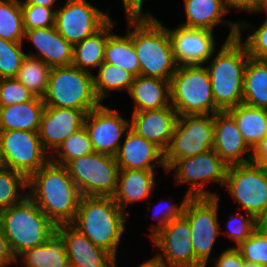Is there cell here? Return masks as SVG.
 Listing matches in <instances>:
<instances>
[{
    "instance_id": "obj_1",
    "label": "cell",
    "mask_w": 267,
    "mask_h": 267,
    "mask_svg": "<svg viewBox=\"0 0 267 267\" xmlns=\"http://www.w3.org/2000/svg\"><path fill=\"white\" fill-rule=\"evenodd\" d=\"M28 196L56 225L71 224L81 194L67 168L51 160L28 178Z\"/></svg>"
},
{
    "instance_id": "obj_2",
    "label": "cell",
    "mask_w": 267,
    "mask_h": 267,
    "mask_svg": "<svg viewBox=\"0 0 267 267\" xmlns=\"http://www.w3.org/2000/svg\"><path fill=\"white\" fill-rule=\"evenodd\" d=\"M126 218L112 196H81L71 225L116 258Z\"/></svg>"
},
{
    "instance_id": "obj_3",
    "label": "cell",
    "mask_w": 267,
    "mask_h": 267,
    "mask_svg": "<svg viewBox=\"0 0 267 267\" xmlns=\"http://www.w3.org/2000/svg\"><path fill=\"white\" fill-rule=\"evenodd\" d=\"M131 40L140 75L170 81L178 67L167 27L157 18H131Z\"/></svg>"
},
{
    "instance_id": "obj_4",
    "label": "cell",
    "mask_w": 267,
    "mask_h": 267,
    "mask_svg": "<svg viewBox=\"0 0 267 267\" xmlns=\"http://www.w3.org/2000/svg\"><path fill=\"white\" fill-rule=\"evenodd\" d=\"M211 59L212 61H207L210 64L206 68L215 106L220 111H227L242 104L244 72L249 59L244 45L237 37L225 40Z\"/></svg>"
},
{
    "instance_id": "obj_5",
    "label": "cell",
    "mask_w": 267,
    "mask_h": 267,
    "mask_svg": "<svg viewBox=\"0 0 267 267\" xmlns=\"http://www.w3.org/2000/svg\"><path fill=\"white\" fill-rule=\"evenodd\" d=\"M0 224L16 259L25 250L44 244L57 229L29 196L0 210Z\"/></svg>"
},
{
    "instance_id": "obj_6",
    "label": "cell",
    "mask_w": 267,
    "mask_h": 267,
    "mask_svg": "<svg viewBox=\"0 0 267 267\" xmlns=\"http://www.w3.org/2000/svg\"><path fill=\"white\" fill-rule=\"evenodd\" d=\"M170 102L178 116L220 112L215 106L206 65L177 67L170 79Z\"/></svg>"
},
{
    "instance_id": "obj_7",
    "label": "cell",
    "mask_w": 267,
    "mask_h": 267,
    "mask_svg": "<svg viewBox=\"0 0 267 267\" xmlns=\"http://www.w3.org/2000/svg\"><path fill=\"white\" fill-rule=\"evenodd\" d=\"M43 102L45 106L78 109L86 114L101 104L94 91L93 73L73 65L51 69Z\"/></svg>"
},
{
    "instance_id": "obj_8",
    "label": "cell",
    "mask_w": 267,
    "mask_h": 267,
    "mask_svg": "<svg viewBox=\"0 0 267 267\" xmlns=\"http://www.w3.org/2000/svg\"><path fill=\"white\" fill-rule=\"evenodd\" d=\"M65 167L81 196H113L116 192L119 166L113 155L94 151Z\"/></svg>"
},
{
    "instance_id": "obj_9",
    "label": "cell",
    "mask_w": 267,
    "mask_h": 267,
    "mask_svg": "<svg viewBox=\"0 0 267 267\" xmlns=\"http://www.w3.org/2000/svg\"><path fill=\"white\" fill-rule=\"evenodd\" d=\"M228 165L213 150L196 156L174 160L167 173L173 171L176 184H190L186 192L190 197H218L217 193L208 190L205 184L224 185Z\"/></svg>"
},
{
    "instance_id": "obj_10",
    "label": "cell",
    "mask_w": 267,
    "mask_h": 267,
    "mask_svg": "<svg viewBox=\"0 0 267 267\" xmlns=\"http://www.w3.org/2000/svg\"><path fill=\"white\" fill-rule=\"evenodd\" d=\"M214 115L178 116L164 162L168 167L174 160L189 158L213 149Z\"/></svg>"
},
{
    "instance_id": "obj_11",
    "label": "cell",
    "mask_w": 267,
    "mask_h": 267,
    "mask_svg": "<svg viewBox=\"0 0 267 267\" xmlns=\"http://www.w3.org/2000/svg\"><path fill=\"white\" fill-rule=\"evenodd\" d=\"M224 187L246 213L256 219L267 208V168L253 162L230 165Z\"/></svg>"
},
{
    "instance_id": "obj_12",
    "label": "cell",
    "mask_w": 267,
    "mask_h": 267,
    "mask_svg": "<svg viewBox=\"0 0 267 267\" xmlns=\"http://www.w3.org/2000/svg\"><path fill=\"white\" fill-rule=\"evenodd\" d=\"M218 197H190L183 215L188 219L195 257L206 267L216 239L222 232L218 221Z\"/></svg>"
},
{
    "instance_id": "obj_13",
    "label": "cell",
    "mask_w": 267,
    "mask_h": 267,
    "mask_svg": "<svg viewBox=\"0 0 267 267\" xmlns=\"http://www.w3.org/2000/svg\"><path fill=\"white\" fill-rule=\"evenodd\" d=\"M0 150L4 167L27 178L51 160L35 132L0 131Z\"/></svg>"
},
{
    "instance_id": "obj_14",
    "label": "cell",
    "mask_w": 267,
    "mask_h": 267,
    "mask_svg": "<svg viewBox=\"0 0 267 267\" xmlns=\"http://www.w3.org/2000/svg\"><path fill=\"white\" fill-rule=\"evenodd\" d=\"M56 10L57 32L73 46L99 31L111 18L87 0H67Z\"/></svg>"
},
{
    "instance_id": "obj_15",
    "label": "cell",
    "mask_w": 267,
    "mask_h": 267,
    "mask_svg": "<svg viewBox=\"0 0 267 267\" xmlns=\"http://www.w3.org/2000/svg\"><path fill=\"white\" fill-rule=\"evenodd\" d=\"M161 253L156 256L167 267H205L196 257L191 241L188 219H173L150 238Z\"/></svg>"
},
{
    "instance_id": "obj_16",
    "label": "cell",
    "mask_w": 267,
    "mask_h": 267,
    "mask_svg": "<svg viewBox=\"0 0 267 267\" xmlns=\"http://www.w3.org/2000/svg\"><path fill=\"white\" fill-rule=\"evenodd\" d=\"M84 127L95 152L115 156L122 136L130 128V120L124 119L118 110L101 103L86 114Z\"/></svg>"
},
{
    "instance_id": "obj_17",
    "label": "cell",
    "mask_w": 267,
    "mask_h": 267,
    "mask_svg": "<svg viewBox=\"0 0 267 267\" xmlns=\"http://www.w3.org/2000/svg\"><path fill=\"white\" fill-rule=\"evenodd\" d=\"M167 30L178 66L205 65L216 53V39L211 30L182 25Z\"/></svg>"
},
{
    "instance_id": "obj_18",
    "label": "cell",
    "mask_w": 267,
    "mask_h": 267,
    "mask_svg": "<svg viewBox=\"0 0 267 267\" xmlns=\"http://www.w3.org/2000/svg\"><path fill=\"white\" fill-rule=\"evenodd\" d=\"M85 117L82 110L45 106L38 131L44 149L53 154L68 137L84 126Z\"/></svg>"
},
{
    "instance_id": "obj_19",
    "label": "cell",
    "mask_w": 267,
    "mask_h": 267,
    "mask_svg": "<svg viewBox=\"0 0 267 267\" xmlns=\"http://www.w3.org/2000/svg\"><path fill=\"white\" fill-rule=\"evenodd\" d=\"M214 134L213 150L228 166L251 162L252 149L227 111L214 114Z\"/></svg>"
},
{
    "instance_id": "obj_20",
    "label": "cell",
    "mask_w": 267,
    "mask_h": 267,
    "mask_svg": "<svg viewBox=\"0 0 267 267\" xmlns=\"http://www.w3.org/2000/svg\"><path fill=\"white\" fill-rule=\"evenodd\" d=\"M177 120L178 113L170 105L162 109L133 112L130 128L165 151L170 144Z\"/></svg>"
},
{
    "instance_id": "obj_21",
    "label": "cell",
    "mask_w": 267,
    "mask_h": 267,
    "mask_svg": "<svg viewBox=\"0 0 267 267\" xmlns=\"http://www.w3.org/2000/svg\"><path fill=\"white\" fill-rule=\"evenodd\" d=\"M125 140L120 144L115 155L119 169L156 170V165L167 171L164 151L155 143L144 139L131 128L125 133ZM156 162V164H155Z\"/></svg>"
},
{
    "instance_id": "obj_22",
    "label": "cell",
    "mask_w": 267,
    "mask_h": 267,
    "mask_svg": "<svg viewBox=\"0 0 267 267\" xmlns=\"http://www.w3.org/2000/svg\"><path fill=\"white\" fill-rule=\"evenodd\" d=\"M57 230L66 242L70 267H115L116 259L105 249L94 245L71 224H61Z\"/></svg>"
},
{
    "instance_id": "obj_23",
    "label": "cell",
    "mask_w": 267,
    "mask_h": 267,
    "mask_svg": "<svg viewBox=\"0 0 267 267\" xmlns=\"http://www.w3.org/2000/svg\"><path fill=\"white\" fill-rule=\"evenodd\" d=\"M25 39L37 49V53L27 55L39 58L51 68L72 65L74 46L57 32L55 26L25 30Z\"/></svg>"
},
{
    "instance_id": "obj_24",
    "label": "cell",
    "mask_w": 267,
    "mask_h": 267,
    "mask_svg": "<svg viewBox=\"0 0 267 267\" xmlns=\"http://www.w3.org/2000/svg\"><path fill=\"white\" fill-rule=\"evenodd\" d=\"M186 21L182 26L214 31L218 24H226L230 32L226 40L234 39L238 33V21L223 20V16L230 12L223 0H183Z\"/></svg>"
},
{
    "instance_id": "obj_25",
    "label": "cell",
    "mask_w": 267,
    "mask_h": 267,
    "mask_svg": "<svg viewBox=\"0 0 267 267\" xmlns=\"http://www.w3.org/2000/svg\"><path fill=\"white\" fill-rule=\"evenodd\" d=\"M155 170L119 169L114 202L124 213L134 202L147 199L156 188Z\"/></svg>"
},
{
    "instance_id": "obj_26",
    "label": "cell",
    "mask_w": 267,
    "mask_h": 267,
    "mask_svg": "<svg viewBox=\"0 0 267 267\" xmlns=\"http://www.w3.org/2000/svg\"><path fill=\"white\" fill-rule=\"evenodd\" d=\"M134 100L133 112L166 108L170 102V81L137 76L128 91Z\"/></svg>"
},
{
    "instance_id": "obj_27",
    "label": "cell",
    "mask_w": 267,
    "mask_h": 267,
    "mask_svg": "<svg viewBox=\"0 0 267 267\" xmlns=\"http://www.w3.org/2000/svg\"><path fill=\"white\" fill-rule=\"evenodd\" d=\"M45 109L43 98L0 107V131L19 130L38 133Z\"/></svg>"
},
{
    "instance_id": "obj_28",
    "label": "cell",
    "mask_w": 267,
    "mask_h": 267,
    "mask_svg": "<svg viewBox=\"0 0 267 267\" xmlns=\"http://www.w3.org/2000/svg\"><path fill=\"white\" fill-rule=\"evenodd\" d=\"M19 258L24 267H70L66 242L57 229L44 244L21 253L16 262H19Z\"/></svg>"
},
{
    "instance_id": "obj_29",
    "label": "cell",
    "mask_w": 267,
    "mask_h": 267,
    "mask_svg": "<svg viewBox=\"0 0 267 267\" xmlns=\"http://www.w3.org/2000/svg\"><path fill=\"white\" fill-rule=\"evenodd\" d=\"M114 23L110 19L99 31L74 45L72 65L88 71L98 68L104 61L107 38L113 33Z\"/></svg>"
},
{
    "instance_id": "obj_30",
    "label": "cell",
    "mask_w": 267,
    "mask_h": 267,
    "mask_svg": "<svg viewBox=\"0 0 267 267\" xmlns=\"http://www.w3.org/2000/svg\"><path fill=\"white\" fill-rule=\"evenodd\" d=\"M227 112L236 121L244 141L252 150L267 136V109L242 103Z\"/></svg>"
},
{
    "instance_id": "obj_31",
    "label": "cell",
    "mask_w": 267,
    "mask_h": 267,
    "mask_svg": "<svg viewBox=\"0 0 267 267\" xmlns=\"http://www.w3.org/2000/svg\"><path fill=\"white\" fill-rule=\"evenodd\" d=\"M129 32L125 35L112 33L107 38L104 61L129 71L135 77L140 75V63L131 40V18H127Z\"/></svg>"
},
{
    "instance_id": "obj_32",
    "label": "cell",
    "mask_w": 267,
    "mask_h": 267,
    "mask_svg": "<svg viewBox=\"0 0 267 267\" xmlns=\"http://www.w3.org/2000/svg\"><path fill=\"white\" fill-rule=\"evenodd\" d=\"M242 103L267 109V60L249 57L244 72Z\"/></svg>"
},
{
    "instance_id": "obj_33",
    "label": "cell",
    "mask_w": 267,
    "mask_h": 267,
    "mask_svg": "<svg viewBox=\"0 0 267 267\" xmlns=\"http://www.w3.org/2000/svg\"><path fill=\"white\" fill-rule=\"evenodd\" d=\"M97 72V75L93 74V86L100 102L108 97L111 90L128 92L135 78L129 71L106 62L98 67Z\"/></svg>"
},
{
    "instance_id": "obj_34",
    "label": "cell",
    "mask_w": 267,
    "mask_h": 267,
    "mask_svg": "<svg viewBox=\"0 0 267 267\" xmlns=\"http://www.w3.org/2000/svg\"><path fill=\"white\" fill-rule=\"evenodd\" d=\"M51 69L39 58L26 55L15 79L36 97L43 98L47 90Z\"/></svg>"
},
{
    "instance_id": "obj_35",
    "label": "cell",
    "mask_w": 267,
    "mask_h": 267,
    "mask_svg": "<svg viewBox=\"0 0 267 267\" xmlns=\"http://www.w3.org/2000/svg\"><path fill=\"white\" fill-rule=\"evenodd\" d=\"M24 35L21 0H0V38L23 42Z\"/></svg>"
},
{
    "instance_id": "obj_36",
    "label": "cell",
    "mask_w": 267,
    "mask_h": 267,
    "mask_svg": "<svg viewBox=\"0 0 267 267\" xmlns=\"http://www.w3.org/2000/svg\"><path fill=\"white\" fill-rule=\"evenodd\" d=\"M28 178L9 168L0 169V210L18 204L28 196ZM23 190V191H22ZM20 191V192H19Z\"/></svg>"
},
{
    "instance_id": "obj_37",
    "label": "cell",
    "mask_w": 267,
    "mask_h": 267,
    "mask_svg": "<svg viewBox=\"0 0 267 267\" xmlns=\"http://www.w3.org/2000/svg\"><path fill=\"white\" fill-rule=\"evenodd\" d=\"M94 152L89 135L83 126L68 137L60 147L51 154V161L65 166L69 161ZM57 154V155H55Z\"/></svg>"
},
{
    "instance_id": "obj_38",
    "label": "cell",
    "mask_w": 267,
    "mask_h": 267,
    "mask_svg": "<svg viewBox=\"0 0 267 267\" xmlns=\"http://www.w3.org/2000/svg\"><path fill=\"white\" fill-rule=\"evenodd\" d=\"M267 13V11H266ZM249 22L243 21L238 22V33L237 38L246 48V51L250 58L258 60H267V16L265 21L259 27H251L253 30L252 34H249L245 41H242V33L246 28H250ZM256 28V29H255Z\"/></svg>"
},
{
    "instance_id": "obj_39",
    "label": "cell",
    "mask_w": 267,
    "mask_h": 267,
    "mask_svg": "<svg viewBox=\"0 0 267 267\" xmlns=\"http://www.w3.org/2000/svg\"><path fill=\"white\" fill-rule=\"evenodd\" d=\"M23 42H13L0 38V79L15 78L23 58Z\"/></svg>"
},
{
    "instance_id": "obj_40",
    "label": "cell",
    "mask_w": 267,
    "mask_h": 267,
    "mask_svg": "<svg viewBox=\"0 0 267 267\" xmlns=\"http://www.w3.org/2000/svg\"><path fill=\"white\" fill-rule=\"evenodd\" d=\"M236 248L244 261L267 267V233L257 228Z\"/></svg>"
},
{
    "instance_id": "obj_41",
    "label": "cell",
    "mask_w": 267,
    "mask_h": 267,
    "mask_svg": "<svg viewBox=\"0 0 267 267\" xmlns=\"http://www.w3.org/2000/svg\"><path fill=\"white\" fill-rule=\"evenodd\" d=\"M24 29L55 26L56 10L40 5L21 4Z\"/></svg>"
},
{
    "instance_id": "obj_42",
    "label": "cell",
    "mask_w": 267,
    "mask_h": 267,
    "mask_svg": "<svg viewBox=\"0 0 267 267\" xmlns=\"http://www.w3.org/2000/svg\"><path fill=\"white\" fill-rule=\"evenodd\" d=\"M244 213L245 215H239L240 212L230 214L231 217L227 220L228 229L225 232L237 247L257 229V219L249 213Z\"/></svg>"
},
{
    "instance_id": "obj_43",
    "label": "cell",
    "mask_w": 267,
    "mask_h": 267,
    "mask_svg": "<svg viewBox=\"0 0 267 267\" xmlns=\"http://www.w3.org/2000/svg\"><path fill=\"white\" fill-rule=\"evenodd\" d=\"M35 97L17 79H0V107L24 103L33 100Z\"/></svg>"
},
{
    "instance_id": "obj_44",
    "label": "cell",
    "mask_w": 267,
    "mask_h": 267,
    "mask_svg": "<svg viewBox=\"0 0 267 267\" xmlns=\"http://www.w3.org/2000/svg\"><path fill=\"white\" fill-rule=\"evenodd\" d=\"M190 196L186 193L181 204L176 205L175 203H167L165 200L160 202L159 205H155L153 208L156 209L153 211V217L158 222V224H153L151 226V233L149 234V238H151L156 232L164 228L168 223H170L173 219L180 218L186 206L187 201ZM166 204H165V203ZM165 204V205H164ZM158 209L157 207L160 206Z\"/></svg>"
},
{
    "instance_id": "obj_45",
    "label": "cell",
    "mask_w": 267,
    "mask_h": 267,
    "mask_svg": "<svg viewBox=\"0 0 267 267\" xmlns=\"http://www.w3.org/2000/svg\"><path fill=\"white\" fill-rule=\"evenodd\" d=\"M214 267H243L244 260L240 251L235 247H228L224 250L218 259L212 260Z\"/></svg>"
},
{
    "instance_id": "obj_46",
    "label": "cell",
    "mask_w": 267,
    "mask_h": 267,
    "mask_svg": "<svg viewBox=\"0 0 267 267\" xmlns=\"http://www.w3.org/2000/svg\"><path fill=\"white\" fill-rule=\"evenodd\" d=\"M225 7L230 11L233 9L244 10L247 13L252 14L258 12L261 9L260 0H223ZM231 8V9H230Z\"/></svg>"
},
{
    "instance_id": "obj_47",
    "label": "cell",
    "mask_w": 267,
    "mask_h": 267,
    "mask_svg": "<svg viewBox=\"0 0 267 267\" xmlns=\"http://www.w3.org/2000/svg\"><path fill=\"white\" fill-rule=\"evenodd\" d=\"M16 260L0 224V267H9L10 264L17 263Z\"/></svg>"
},
{
    "instance_id": "obj_48",
    "label": "cell",
    "mask_w": 267,
    "mask_h": 267,
    "mask_svg": "<svg viewBox=\"0 0 267 267\" xmlns=\"http://www.w3.org/2000/svg\"><path fill=\"white\" fill-rule=\"evenodd\" d=\"M127 18H154L151 14L142 12L144 0H122ZM143 13V14H142Z\"/></svg>"
},
{
    "instance_id": "obj_49",
    "label": "cell",
    "mask_w": 267,
    "mask_h": 267,
    "mask_svg": "<svg viewBox=\"0 0 267 267\" xmlns=\"http://www.w3.org/2000/svg\"><path fill=\"white\" fill-rule=\"evenodd\" d=\"M251 162L267 167V136L252 150Z\"/></svg>"
},
{
    "instance_id": "obj_50",
    "label": "cell",
    "mask_w": 267,
    "mask_h": 267,
    "mask_svg": "<svg viewBox=\"0 0 267 267\" xmlns=\"http://www.w3.org/2000/svg\"><path fill=\"white\" fill-rule=\"evenodd\" d=\"M58 0H21V4H33V5H40L44 6L47 8H54V7H59L55 5V3Z\"/></svg>"
},
{
    "instance_id": "obj_51",
    "label": "cell",
    "mask_w": 267,
    "mask_h": 267,
    "mask_svg": "<svg viewBox=\"0 0 267 267\" xmlns=\"http://www.w3.org/2000/svg\"><path fill=\"white\" fill-rule=\"evenodd\" d=\"M115 267L117 264L115 263ZM137 267H167L156 255Z\"/></svg>"
},
{
    "instance_id": "obj_52",
    "label": "cell",
    "mask_w": 267,
    "mask_h": 267,
    "mask_svg": "<svg viewBox=\"0 0 267 267\" xmlns=\"http://www.w3.org/2000/svg\"><path fill=\"white\" fill-rule=\"evenodd\" d=\"M257 228L267 233V208L264 210V212L257 218Z\"/></svg>"
},
{
    "instance_id": "obj_53",
    "label": "cell",
    "mask_w": 267,
    "mask_h": 267,
    "mask_svg": "<svg viewBox=\"0 0 267 267\" xmlns=\"http://www.w3.org/2000/svg\"><path fill=\"white\" fill-rule=\"evenodd\" d=\"M267 11V0H261V9L258 12H265Z\"/></svg>"
},
{
    "instance_id": "obj_54",
    "label": "cell",
    "mask_w": 267,
    "mask_h": 267,
    "mask_svg": "<svg viewBox=\"0 0 267 267\" xmlns=\"http://www.w3.org/2000/svg\"><path fill=\"white\" fill-rule=\"evenodd\" d=\"M243 267H264L260 264H255V263H250V262H246L244 261V266Z\"/></svg>"
},
{
    "instance_id": "obj_55",
    "label": "cell",
    "mask_w": 267,
    "mask_h": 267,
    "mask_svg": "<svg viewBox=\"0 0 267 267\" xmlns=\"http://www.w3.org/2000/svg\"><path fill=\"white\" fill-rule=\"evenodd\" d=\"M4 167L2 156H1V150H0V169Z\"/></svg>"
}]
</instances>
